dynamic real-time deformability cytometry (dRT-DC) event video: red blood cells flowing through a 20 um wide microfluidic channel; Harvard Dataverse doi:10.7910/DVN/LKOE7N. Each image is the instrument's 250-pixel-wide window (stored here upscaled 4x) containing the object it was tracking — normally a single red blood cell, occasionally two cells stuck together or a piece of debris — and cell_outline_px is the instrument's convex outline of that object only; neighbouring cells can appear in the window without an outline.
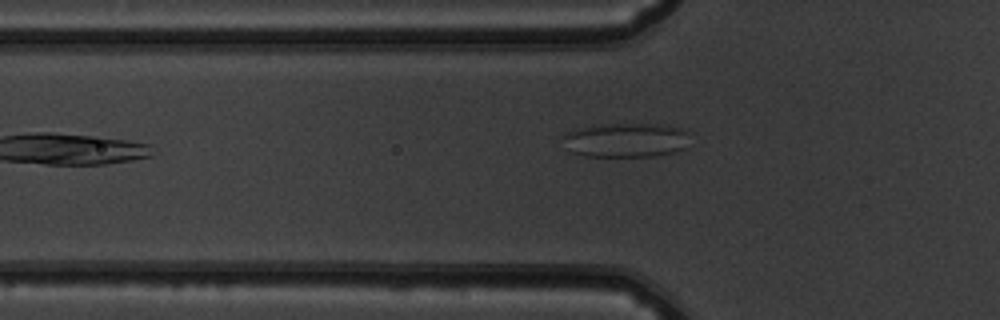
{"species": "common noctule bat (a hibernating species)", "species_latin": "Nyctalus noctula", "temperature_condition": "warm", "stored_images_in_passage": 33, "camera_frame_rate_fps": 3000, "um_per_image_px": 0.085, "animal": {"sex": "male", "body_mass_g": 19.5, "forearm_length_mm": 54.6}, "frame": {"image": 1, "passage_image": 3, "time_ms": 0.667, "image_size_px": [1000, 320], "cell_outline_px": [[688, 148], [676, 152], [652, 156], [584, 156], [568, 152], [560, 136], [564, 132], [576, 128], [600, 124], [660, 124], [684, 128]], "centroid_in_image_um": [53.12, 11.91], "position_along_channel_um": 72.7, "area_um2": 25.89}}
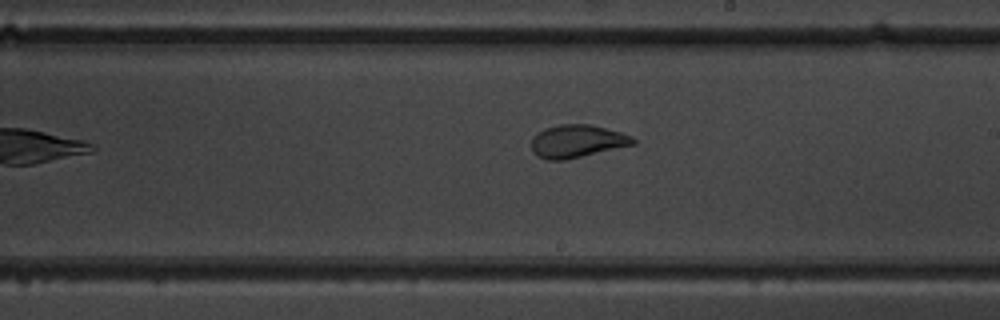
{"frame": {"image": 2, "passage_image": 16, "time_ms": 5.0, "image_size_px": [1000, 320], "cell_outline_px": [[636, 144], [564, 160], [548, 160], [536, 156], [532, 152], [532, 136], [544, 128], [560, 124], [588, 124], [620, 132], [632, 136], [636, 140]], "centroid_in_image_um": [49.03, 12.0], "position_along_channel_um": 240.0, "area_um2": 19.42}}
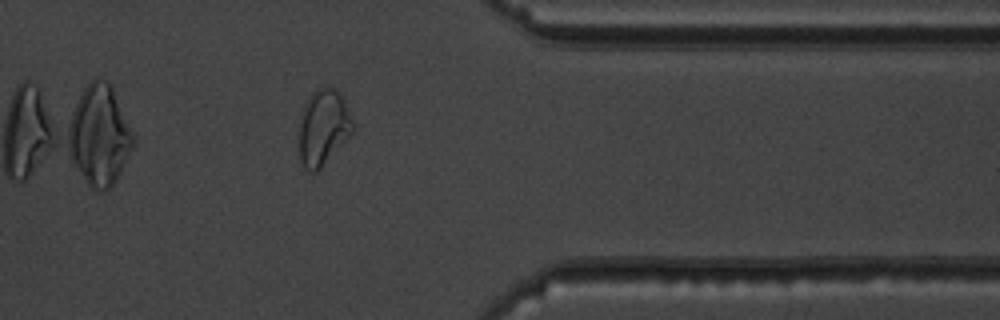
{"frame": {"image": 3, "passage_image": 28, "time_ms": 9.0, "image_size_px": [1000, 320], "cell_outline_px": [[352, 132], [320, 168], [316, 172], [308, 172], [304, 168], [300, 160], [300, 116], [304, 104], [308, 96], [316, 88], [332, 88], [340, 92], [352, 124]], "centroid_in_image_um": [27.42, 10.82], "position_along_channel_um": 384.0, "area_um2": 23.06}, "authors_computed_cell_mechanics": {"area_um2": 19.4786, "velocity_mm_per_s": 3.8614, "shape_relaxation_time_tau1_ms": 7.4503, "shape_relaxation_time_tau2_ms": 0.7556, "deformation_change_tau1": 0.1773, "deformation_change_tau2": 0.0798}}